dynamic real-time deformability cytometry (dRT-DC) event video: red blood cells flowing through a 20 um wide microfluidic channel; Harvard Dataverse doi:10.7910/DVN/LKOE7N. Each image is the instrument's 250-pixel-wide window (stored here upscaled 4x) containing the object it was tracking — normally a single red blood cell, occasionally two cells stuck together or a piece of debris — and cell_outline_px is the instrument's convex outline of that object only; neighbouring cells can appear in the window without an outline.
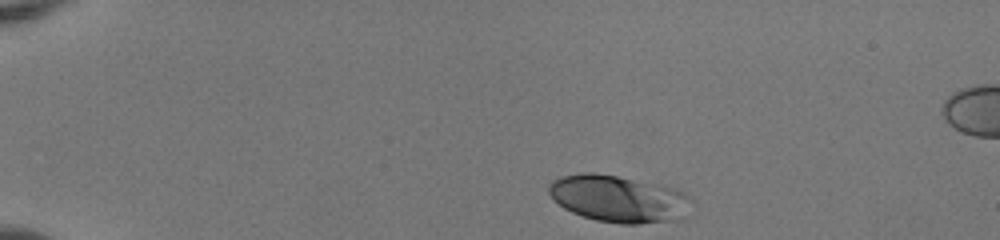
{"species": "human", "species_latin": "Homo sapiens", "temperature_condition": "room temperature", "stored_images_in_passage": 42, "camera_frame_rate_fps": 3000, "um_per_image_px": 0.085, "donor": {"sex": "female"}, "frame": {"image": 1, "passage_image": 1, "time_ms": 0.0, "image_size_px": [1000, 240], "cell_outline_px": [[696, 204], [684, 220], [640, 224], [620, 224], [596, 220], [572, 212], [564, 208], [548, 192], [548, 184], [552, 180], [560, 176], [580, 172], [592, 172], [616, 176], [680, 188]], "centroid_in_image_um": [52.7, 16.9], "position_along_channel_um": 32.3, "area_um2": 39.94}}
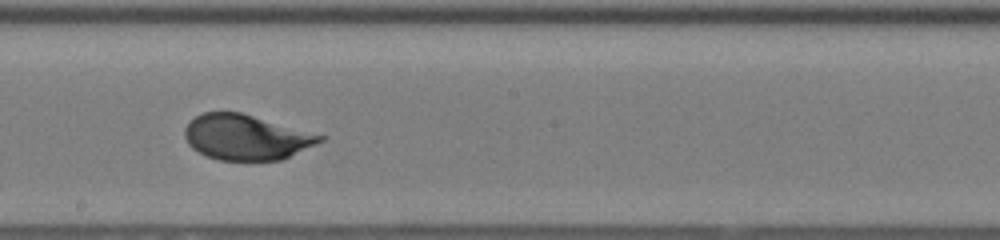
{"frame": {"image": 2, "passage_image": 22, "time_ms": 7.0, "image_size_px": [1000, 240], "cell_outline_px": [[324, 140], [316, 144], [280, 160], [220, 160], [208, 156], [192, 148], [188, 144], [184, 136], [184, 128], [196, 116], [204, 112], [240, 112], [324, 136]], "centroid_in_image_um": [20.88, 11.67], "position_along_channel_um": 227.3, "area_um2": 35.08}}
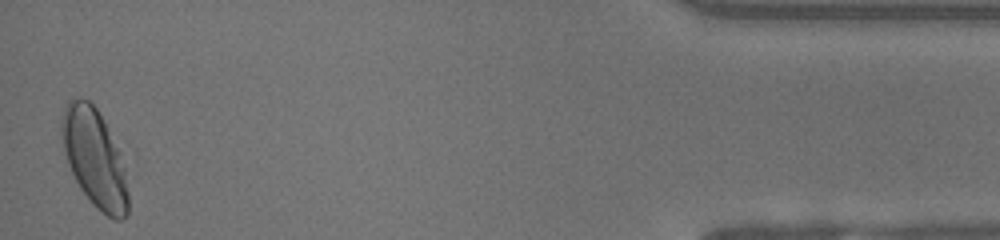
{"frame": {"image": 3, "passage_image": 42, "time_ms": 13.667, "image_size_px": [1000, 240], "cell_outline_px": [[128, 212], [120, 220], [116, 220], [108, 216], [80, 188], [68, 164], [64, 152], [60, 128], [60, 124], [64, 108], [68, 100], [88, 100], [96, 108], [128, 156]], "centroid_in_image_um": [8.13, 13.4], "position_along_channel_um": 427.1, "area_um2": 38.84}, "authors_computed_cell_mechanics": {"area_um2": 36.3562, "velocity_mm_per_s": 4.0135, "shape_relaxation_time_tau1_ms": 3.3639, "shape_relaxation_time_tau2_ms": null, "deformation_change_tau1": 0.1548, "deformation_change_tau2": null}}